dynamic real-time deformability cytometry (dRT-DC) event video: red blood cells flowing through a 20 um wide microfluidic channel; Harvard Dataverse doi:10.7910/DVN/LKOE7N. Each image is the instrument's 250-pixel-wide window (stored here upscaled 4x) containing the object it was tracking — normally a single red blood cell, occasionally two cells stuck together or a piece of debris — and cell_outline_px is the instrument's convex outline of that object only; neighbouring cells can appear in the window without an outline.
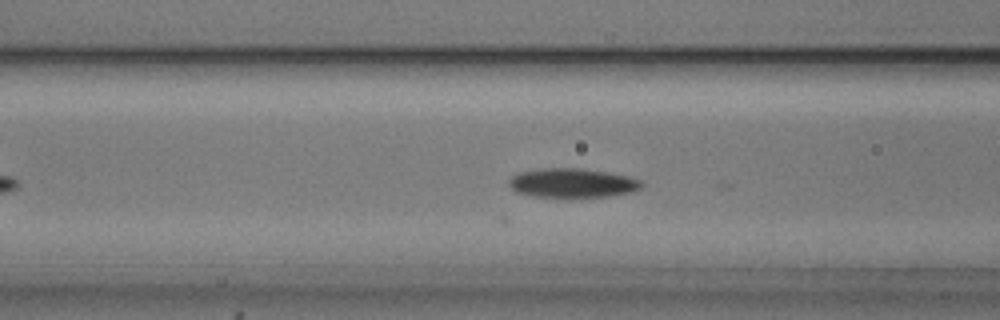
{"species": "common noctule bat (a hibernating species)", "species_latin": "Nyctalus noctula", "temperature_condition": "cold", "stored_images_in_passage": 9, "camera_frame_rate_fps": 3000, "um_per_image_px": 0.085, "animal": {"sex": "male", "body_mass_g": 20.5, "forearm_length_mm": 52.5}, "frame": {"image": 1, "passage_image": 6, "time_ms": 1.667, "image_size_px": [1000, 320], "cell_outline_px": [[644, 184], [640, 188], [632, 192], [608, 196], [572, 200], [568, 200], [532, 196], [516, 192], [508, 184], [508, 180], [512, 176], [520, 172], [540, 168], [580, 168], [628, 176], [640, 180]], "centroid_in_image_um": [48.62, 15.6], "position_along_channel_um": 118.0, "area_um2": 23.41}}